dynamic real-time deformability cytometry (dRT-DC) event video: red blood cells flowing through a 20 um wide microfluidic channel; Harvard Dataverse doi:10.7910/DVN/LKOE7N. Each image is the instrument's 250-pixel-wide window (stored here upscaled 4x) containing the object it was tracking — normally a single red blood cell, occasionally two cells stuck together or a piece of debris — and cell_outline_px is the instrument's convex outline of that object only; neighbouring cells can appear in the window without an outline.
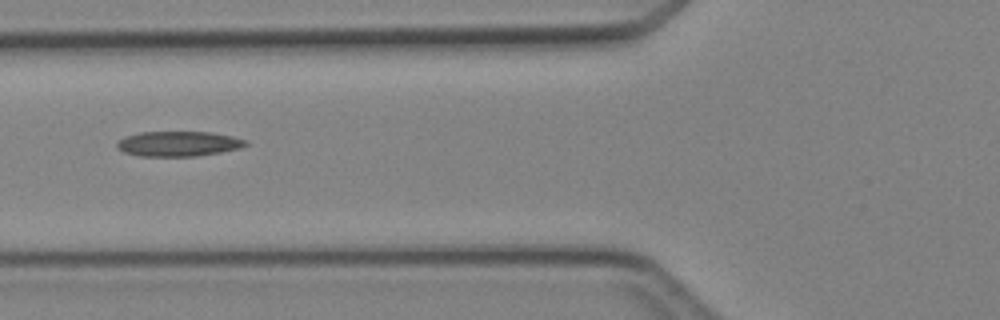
{"species": "Egyptian fruit bat (a non-hibernating species)", "species_latin": "Rousettus aegyptiacus", "temperature_condition": "cold", "stored_images_in_passage": 2, "camera_frame_rate_fps": 3000, "um_per_image_px": 0.085, "animal": {"sex": "female"}, "frame": {"image": 1, "passage_image": 2, "time_ms": 1.0, "image_size_px": [1000, 320], "cell_outline_px": [[248, 144], [240, 148], [220, 152], [196, 156], [140, 156], [124, 152], [116, 148], [116, 144], [124, 136], [140, 132], [212, 132], [232, 136], [248, 140]], "centroid_in_image_um": [15.17, 12.21], "position_along_channel_um": 110.6, "area_um2": 18.84}}